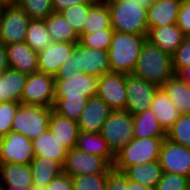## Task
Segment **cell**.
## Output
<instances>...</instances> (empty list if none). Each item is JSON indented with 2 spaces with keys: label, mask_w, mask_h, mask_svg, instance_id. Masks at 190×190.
<instances>
[{
  "label": "cell",
  "mask_w": 190,
  "mask_h": 190,
  "mask_svg": "<svg viewBox=\"0 0 190 190\" xmlns=\"http://www.w3.org/2000/svg\"><path fill=\"white\" fill-rule=\"evenodd\" d=\"M95 2H102V3H106V2H108V1H110V0H94Z\"/></svg>",
  "instance_id": "cell-54"
},
{
  "label": "cell",
  "mask_w": 190,
  "mask_h": 190,
  "mask_svg": "<svg viewBox=\"0 0 190 190\" xmlns=\"http://www.w3.org/2000/svg\"><path fill=\"white\" fill-rule=\"evenodd\" d=\"M109 173L79 175L72 177L74 190H105Z\"/></svg>",
  "instance_id": "cell-39"
},
{
  "label": "cell",
  "mask_w": 190,
  "mask_h": 190,
  "mask_svg": "<svg viewBox=\"0 0 190 190\" xmlns=\"http://www.w3.org/2000/svg\"><path fill=\"white\" fill-rule=\"evenodd\" d=\"M113 33V29H106L100 32L83 34L79 37V44L91 49L108 51Z\"/></svg>",
  "instance_id": "cell-38"
},
{
  "label": "cell",
  "mask_w": 190,
  "mask_h": 190,
  "mask_svg": "<svg viewBox=\"0 0 190 190\" xmlns=\"http://www.w3.org/2000/svg\"><path fill=\"white\" fill-rule=\"evenodd\" d=\"M31 18L14 0L5 3L0 15V43L24 42Z\"/></svg>",
  "instance_id": "cell-8"
},
{
  "label": "cell",
  "mask_w": 190,
  "mask_h": 190,
  "mask_svg": "<svg viewBox=\"0 0 190 190\" xmlns=\"http://www.w3.org/2000/svg\"><path fill=\"white\" fill-rule=\"evenodd\" d=\"M105 190H127V178L113 169L108 174Z\"/></svg>",
  "instance_id": "cell-44"
},
{
  "label": "cell",
  "mask_w": 190,
  "mask_h": 190,
  "mask_svg": "<svg viewBox=\"0 0 190 190\" xmlns=\"http://www.w3.org/2000/svg\"><path fill=\"white\" fill-rule=\"evenodd\" d=\"M113 111L126 108V74L107 72L98 78L97 94Z\"/></svg>",
  "instance_id": "cell-14"
},
{
  "label": "cell",
  "mask_w": 190,
  "mask_h": 190,
  "mask_svg": "<svg viewBox=\"0 0 190 190\" xmlns=\"http://www.w3.org/2000/svg\"><path fill=\"white\" fill-rule=\"evenodd\" d=\"M5 1H3V0H0V15H1V12H2V9H3V7H4V5H5Z\"/></svg>",
  "instance_id": "cell-53"
},
{
  "label": "cell",
  "mask_w": 190,
  "mask_h": 190,
  "mask_svg": "<svg viewBox=\"0 0 190 190\" xmlns=\"http://www.w3.org/2000/svg\"><path fill=\"white\" fill-rule=\"evenodd\" d=\"M52 42L79 43V36L71 24L59 12H53L44 19Z\"/></svg>",
  "instance_id": "cell-31"
},
{
  "label": "cell",
  "mask_w": 190,
  "mask_h": 190,
  "mask_svg": "<svg viewBox=\"0 0 190 190\" xmlns=\"http://www.w3.org/2000/svg\"><path fill=\"white\" fill-rule=\"evenodd\" d=\"M185 35L177 24L148 29L147 40L165 53L173 55L182 44Z\"/></svg>",
  "instance_id": "cell-19"
},
{
  "label": "cell",
  "mask_w": 190,
  "mask_h": 190,
  "mask_svg": "<svg viewBox=\"0 0 190 190\" xmlns=\"http://www.w3.org/2000/svg\"><path fill=\"white\" fill-rule=\"evenodd\" d=\"M84 3H95L94 0H52V7L54 12H61L71 6L81 5Z\"/></svg>",
  "instance_id": "cell-46"
},
{
  "label": "cell",
  "mask_w": 190,
  "mask_h": 190,
  "mask_svg": "<svg viewBox=\"0 0 190 190\" xmlns=\"http://www.w3.org/2000/svg\"><path fill=\"white\" fill-rule=\"evenodd\" d=\"M176 24L185 36H190V0H182Z\"/></svg>",
  "instance_id": "cell-43"
},
{
  "label": "cell",
  "mask_w": 190,
  "mask_h": 190,
  "mask_svg": "<svg viewBox=\"0 0 190 190\" xmlns=\"http://www.w3.org/2000/svg\"><path fill=\"white\" fill-rule=\"evenodd\" d=\"M4 190H31L30 187H19V186H16V187H11V186H1Z\"/></svg>",
  "instance_id": "cell-51"
},
{
  "label": "cell",
  "mask_w": 190,
  "mask_h": 190,
  "mask_svg": "<svg viewBox=\"0 0 190 190\" xmlns=\"http://www.w3.org/2000/svg\"><path fill=\"white\" fill-rule=\"evenodd\" d=\"M5 47L10 69L27 75L39 71L37 52L32 50L25 42L8 44Z\"/></svg>",
  "instance_id": "cell-18"
},
{
  "label": "cell",
  "mask_w": 190,
  "mask_h": 190,
  "mask_svg": "<svg viewBox=\"0 0 190 190\" xmlns=\"http://www.w3.org/2000/svg\"><path fill=\"white\" fill-rule=\"evenodd\" d=\"M88 99H55L53 111L70 120L78 121Z\"/></svg>",
  "instance_id": "cell-35"
},
{
  "label": "cell",
  "mask_w": 190,
  "mask_h": 190,
  "mask_svg": "<svg viewBox=\"0 0 190 190\" xmlns=\"http://www.w3.org/2000/svg\"><path fill=\"white\" fill-rule=\"evenodd\" d=\"M55 99H88L97 94L98 77L86 73L55 75Z\"/></svg>",
  "instance_id": "cell-9"
},
{
  "label": "cell",
  "mask_w": 190,
  "mask_h": 190,
  "mask_svg": "<svg viewBox=\"0 0 190 190\" xmlns=\"http://www.w3.org/2000/svg\"><path fill=\"white\" fill-rule=\"evenodd\" d=\"M93 4L94 3H84L81 5H75L60 12L62 16L71 24L72 28L79 37L83 35L84 23L88 15L89 8Z\"/></svg>",
  "instance_id": "cell-37"
},
{
  "label": "cell",
  "mask_w": 190,
  "mask_h": 190,
  "mask_svg": "<svg viewBox=\"0 0 190 190\" xmlns=\"http://www.w3.org/2000/svg\"><path fill=\"white\" fill-rule=\"evenodd\" d=\"M155 190H190V178L163 172Z\"/></svg>",
  "instance_id": "cell-40"
},
{
  "label": "cell",
  "mask_w": 190,
  "mask_h": 190,
  "mask_svg": "<svg viewBox=\"0 0 190 190\" xmlns=\"http://www.w3.org/2000/svg\"><path fill=\"white\" fill-rule=\"evenodd\" d=\"M34 156L46 157L64 166L68 149L62 145L49 128L32 140Z\"/></svg>",
  "instance_id": "cell-21"
},
{
  "label": "cell",
  "mask_w": 190,
  "mask_h": 190,
  "mask_svg": "<svg viewBox=\"0 0 190 190\" xmlns=\"http://www.w3.org/2000/svg\"><path fill=\"white\" fill-rule=\"evenodd\" d=\"M19 105V102H0V138L11 131L12 120Z\"/></svg>",
  "instance_id": "cell-41"
},
{
  "label": "cell",
  "mask_w": 190,
  "mask_h": 190,
  "mask_svg": "<svg viewBox=\"0 0 190 190\" xmlns=\"http://www.w3.org/2000/svg\"><path fill=\"white\" fill-rule=\"evenodd\" d=\"M30 189L31 190H47L46 187H42V186H31Z\"/></svg>",
  "instance_id": "cell-52"
},
{
  "label": "cell",
  "mask_w": 190,
  "mask_h": 190,
  "mask_svg": "<svg viewBox=\"0 0 190 190\" xmlns=\"http://www.w3.org/2000/svg\"><path fill=\"white\" fill-rule=\"evenodd\" d=\"M113 170L103 157L85 153L77 148L68 150L63 172L71 177L98 173H110Z\"/></svg>",
  "instance_id": "cell-11"
},
{
  "label": "cell",
  "mask_w": 190,
  "mask_h": 190,
  "mask_svg": "<svg viewBox=\"0 0 190 190\" xmlns=\"http://www.w3.org/2000/svg\"><path fill=\"white\" fill-rule=\"evenodd\" d=\"M106 29H112L110 11L107 3L95 2L89 8L83 27V34L100 32Z\"/></svg>",
  "instance_id": "cell-32"
},
{
  "label": "cell",
  "mask_w": 190,
  "mask_h": 190,
  "mask_svg": "<svg viewBox=\"0 0 190 190\" xmlns=\"http://www.w3.org/2000/svg\"><path fill=\"white\" fill-rule=\"evenodd\" d=\"M31 20H44L53 11L52 0H14Z\"/></svg>",
  "instance_id": "cell-36"
},
{
  "label": "cell",
  "mask_w": 190,
  "mask_h": 190,
  "mask_svg": "<svg viewBox=\"0 0 190 190\" xmlns=\"http://www.w3.org/2000/svg\"><path fill=\"white\" fill-rule=\"evenodd\" d=\"M27 80V74L8 68L0 75V102H19Z\"/></svg>",
  "instance_id": "cell-23"
},
{
  "label": "cell",
  "mask_w": 190,
  "mask_h": 190,
  "mask_svg": "<svg viewBox=\"0 0 190 190\" xmlns=\"http://www.w3.org/2000/svg\"><path fill=\"white\" fill-rule=\"evenodd\" d=\"M29 166L32 172V186L46 187L63 172V166L59 162L46 157H34Z\"/></svg>",
  "instance_id": "cell-29"
},
{
  "label": "cell",
  "mask_w": 190,
  "mask_h": 190,
  "mask_svg": "<svg viewBox=\"0 0 190 190\" xmlns=\"http://www.w3.org/2000/svg\"><path fill=\"white\" fill-rule=\"evenodd\" d=\"M182 0H155L147 9L148 29L177 23Z\"/></svg>",
  "instance_id": "cell-20"
},
{
  "label": "cell",
  "mask_w": 190,
  "mask_h": 190,
  "mask_svg": "<svg viewBox=\"0 0 190 190\" xmlns=\"http://www.w3.org/2000/svg\"><path fill=\"white\" fill-rule=\"evenodd\" d=\"M150 109L156 115L159 124L165 132L172 127L180 116L175 104L161 88L155 93Z\"/></svg>",
  "instance_id": "cell-26"
},
{
  "label": "cell",
  "mask_w": 190,
  "mask_h": 190,
  "mask_svg": "<svg viewBox=\"0 0 190 190\" xmlns=\"http://www.w3.org/2000/svg\"><path fill=\"white\" fill-rule=\"evenodd\" d=\"M75 148L85 153L103 157L111 166L114 165L115 155L109 149L100 132L79 131Z\"/></svg>",
  "instance_id": "cell-25"
},
{
  "label": "cell",
  "mask_w": 190,
  "mask_h": 190,
  "mask_svg": "<svg viewBox=\"0 0 190 190\" xmlns=\"http://www.w3.org/2000/svg\"><path fill=\"white\" fill-rule=\"evenodd\" d=\"M9 68L6 47L0 44V75Z\"/></svg>",
  "instance_id": "cell-47"
},
{
  "label": "cell",
  "mask_w": 190,
  "mask_h": 190,
  "mask_svg": "<svg viewBox=\"0 0 190 190\" xmlns=\"http://www.w3.org/2000/svg\"><path fill=\"white\" fill-rule=\"evenodd\" d=\"M162 171L190 178V148L164 139L159 155Z\"/></svg>",
  "instance_id": "cell-15"
},
{
  "label": "cell",
  "mask_w": 190,
  "mask_h": 190,
  "mask_svg": "<svg viewBox=\"0 0 190 190\" xmlns=\"http://www.w3.org/2000/svg\"><path fill=\"white\" fill-rule=\"evenodd\" d=\"M100 133L111 152L116 155L134 138L133 116L125 110L112 111Z\"/></svg>",
  "instance_id": "cell-7"
},
{
  "label": "cell",
  "mask_w": 190,
  "mask_h": 190,
  "mask_svg": "<svg viewBox=\"0 0 190 190\" xmlns=\"http://www.w3.org/2000/svg\"><path fill=\"white\" fill-rule=\"evenodd\" d=\"M132 1L140 3L146 9H148L155 2V0H132Z\"/></svg>",
  "instance_id": "cell-50"
},
{
  "label": "cell",
  "mask_w": 190,
  "mask_h": 190,
  "mask_svg": "<svg viewBox=\"0 0 190 190\" xmlns=\"http://www.w3.org/2000/svg\"><path fill=\"white\" fill-rule=\"evenodd\" d=\"M132 116L134 138H166V132L150 108Z\"/></svg>",
  "instance_id": "cell-27"
},
{
  "label": "cell",
  "mask_w": 190,
  "mask_h": 190,
  "mask_svg": "<svg viewBox=\"0 0 190 190\" xmlns=\"http://www.w3.org/2000/svg\"><path fill=\"white\" fill-rule=\"evenodd\" d=\"M164 139L133 138L115 155L113 169L122 173L132 165L158 161Z\"/></svg>",
  "instance_id": "cell-5"
},
{
  "label": "cell",
  "mask_w": 190,
  "mask_h": 190,
  "mask_svg": "<svg viewBox=\"0 0 190 190\" xmlns=\"http://www.w3.org/2000/svg\"><path fill=\"white\" fill-rule=\"evenodd\" d=\"M112 111L97 95L88 98L87 104L77 121L79 131L101 132L103 124Z\"/></svg>",
  "instance_id": "cell-16"
},
{
  "label": "cell",
  "mask_w": 190,
  "mask_h": 190,
  "mask_svg": "<svg viewBox=\"0 0 190 190\" xmlns=\"http://www.w3.org/2000/svg\"><path fill=\"white\" fill-rule=\"evenodd\" d=\"M160 88L149 83L133 73L126 74V108L125 111L136 115L146 109L154 99L155 93Z\"/></svg>",
  "instance_id": "cell-12"
},
{
  "label": "cell",
  "mask_w": 190,
  "mask_h": 190,
  "mask_svg": "<svg viewBox=\"0 0 190 190\" xmlns=\"http://www.w3.org/2000/svg\"><path fill=\"white\" fill-rule=\"evenodd\" d=\"M52 110L48 107L20 103L12 120L11 130L33 140L48 129Z\"/></svg>",
  "instance_id": "cell-6"
},
{
  "label": "cell",
  "mask_w": 190,
  "mask_h": 190,
  "mask_svg": "<svg viewBox=\"0 0 190 190\" xmlns=\"http://www.w3.org/2000/svg\"><path fill=\"white\" fill-rule=\"evenodd\" d=\"M146 40L145 35L114 31L108 49L110 71L122 74L132 73Z\"/></svg>",
  "instance_id": "cell-2"
},
{
  "label": "cell",
  "mask_w": 190,
  "mask_h": 190,
  "mask_svg": "<svg viewBox=\"0 0 190 190\" xmlns=\"http://www.w3.org/2000/svg\"><path fill=\"white\" fill-rule=\"evenodd\" d=\"M127 190H155L127 179Z\"/></svg>",
  "instance_id": "cell-49"
},
{
  "label": "cell",
  "mask_w": 190,
  "mask_h": 190,
  "mask_svg": "<svg viewBox=\"0 0 190 190\" xmlns=\"http://www.w3.org/2000/svg\"><path fill=\"white\" fill-rule=\"evenodd\" d=\"M172 66L175 75L184 67L190 66V36H185L182 44L172 55Z\"/></svg>",
  "instance_id": "cell-42"
},
{
  "label": "cell",
  "mask_w": 190,
  "mask_h": 190,
  "mask_svg": "<svg viewBox=\"0 0 190 190\" xmlns=\"http://www.w3.org/2000/svg\"><path fill=\"white\" fill-rule=\"evenodd\" d=\"M47 190H74L72 177L62 172L56 176L47 186Z\"/></svg>",
  "instance_id": "cell-45"
},
{
  "label": "cell",
  "mask_w": 190,
  "mask_h": 190,
  "mask_svg": "<svg viewBox=\"0 0 190 190\" xmlns=\"http://www.w3.org/2000/svg\"><path fill=\"white\" fill-rule=\"evenodd\" d=\"M32 183L29 164L0 163V186L31 187Z\"/></svg>",
  "instance_id": "cell-28"
},
{
  "label": "cell",
  "mask_w": 190,
  "mask_h": 190,
  "mask_svg": "<svg viewBox=\"0 0 190 190\" xmlns=\"http://www.w3.org/2000/svg\"><path fill=\"white\" fill-rule=\"evenodd\" d=\"M166 138L190 148V114H180L179 118L166 132Z\"/></svg>",
  "instance_id": "cell-34"
},
{
  "label": "cell",
  "mask_w": 190,
  "mask_h": 190,
  "mask_svg": "<svg viewBox=\"0 0 190 190\" xmlns=\"http://www.w3.org/2000/svg\"><path fill=\"white\" fill-rule=\"evenodd\" d=\"M106 3L114 31L147 36V9L140 3L132 0H110Z\"/></svg>",
  "instance_id": "cell-3"
},
{
  "label": "cell",
  "mask_w": 190,
  "mask_h": 190,
  "mask_svg": "<svg viewBox=\"0 0 190 190\" xmlns=\"http://www.w3.org/2000/svg\"><path fill=\"white\" fill-rule=\"evenodd\" d=\"M76 43L52 42L37 53L39 72L55 76L61 65L69 58Z\"/></svg>",
  "instance_id": "cell-17"
},
{
  "label": "cell",
  "mask_w": 190,
  "mask_h": 190,
  "mask_svg": "<svg viewBox=\"0 0 190 190\" xmlns=\"http://www.w3.org/2000/svg\"><path fill=\"white\" fill-rule=\"evenodd\" d=\"M24 42L37 53L44 50L52 43L44 20L30 21Z\"/></svg>",
  "instance_id": "cell-33"
},
{
  "label": "cell",
  "mask_w": 190,
  "mask_h": 190,
  "mask_svg": "<svg viewBox=\"0 0 190 190\" xmlns=\"http://www.w3.org/2000/svg\"><path fill=\"white\" fill-rule=\"evenodd\" d=\"M176 75L190 86V66L182 68Z\"/></svg>",
  "instance_id": "cell-48"
},
{
  "label": "cell",
  "mask_w": 190,
  "mask_h": 190,
  "mask_svg": "<svg viewBox=\"0 0 190 190\" xmlns=\"http://www.w3.org/2000/svg\"><path fill=\"white\" fill-rule=\"evenodd\" d=\"M123 175L129 180L155 189L163 174L159 161H152L127 167Z\"/></svg>",
  "instance_id": "cell-24"
},
{
  "label": "cell",
  "mask_w": 190,
  "mask_h": 190,
  "mask_svg": "<svg viewBox=\"0 0 190 190\" xmlns=\"http://www.w3.org/2000/svg\"><path fill=\"white\" fill-rule=\"evenodd\" d=\"M109 71L108 51L91 49L76 43L73 52L56 75L86 73L99 78Z\"/></svg>",
  "instance_id": "cell-4"
},
{
  "label": "cell",
  "mask_w": 190,
  "mask_h": 190,
  "mask_svg": "<svg viewBox=\"0 0 190 190\" xmlns=\"http://www.w3.org/2000/svg\"><path fill=\"white\" fill-rule=\"evenodd\" d=\"M55 77L36 72L27 75L21 104L52 108L55 102Z\"/></svg>",
  "instance_id": "cell-10"
},
{
  "label": "cell",
  "mask_w": 190,
  "mask_h": 190,
  "mask_svg": "<svg viewBox=\"0 0 190 190\" xmlns=\"http://www.w3.org/2000/svg\"><path fill=\"white\" fill-rule=\"evenodd\" d=\"M34 157L32 140L25 135L11 130L0 138V163L30 164Z\"/></svg>",
  "instance_id": "cell-13"
},
{
  "label": "cell",
  "mask_w": 190,
  "mask_h": 190,
  "mask_svg": "<svg viewBox=\"0 0 190 190\" xmlns=\"http://www.w3.org/2000/svg\"><path fill=\"white\" fill-rule=\"evenodd\" d=\"M132 73L160 88L175 75L172 56L146 40Z\"/></svg>",
  "instance_id": "cell-1"
},
{
  "label": "cell",
  "mask_w": 190,
  "mask_h": 190,
  "mask_svg": "<svg viewBox=\"0 0 190 190\" xmlns=\"http://www.w3.org/2000/svg\"><path fill=\"white\" fill-rule=\"evenodd\" d=\"M172 100L180 114H190V86L177 75L160 87Z\"/></svg>",
  "instance_id": "cell-30"
},
{
  "label": "cell",
  "mask_w": 190,
  "mask_h": 190,
  "mask_svg": "<svg viewBox=\"0 0 190 190\" xmlns=\"http://www.w3.org/2000/svg\"><path fill=\"white\" fill-rule=\"evenodd\" d=\"M48 128L68 150L76 147L79 134L77 121L63 117L52 110Z\"/></svg>",
  "instance_id": "cell-22"
}]
</instances>
